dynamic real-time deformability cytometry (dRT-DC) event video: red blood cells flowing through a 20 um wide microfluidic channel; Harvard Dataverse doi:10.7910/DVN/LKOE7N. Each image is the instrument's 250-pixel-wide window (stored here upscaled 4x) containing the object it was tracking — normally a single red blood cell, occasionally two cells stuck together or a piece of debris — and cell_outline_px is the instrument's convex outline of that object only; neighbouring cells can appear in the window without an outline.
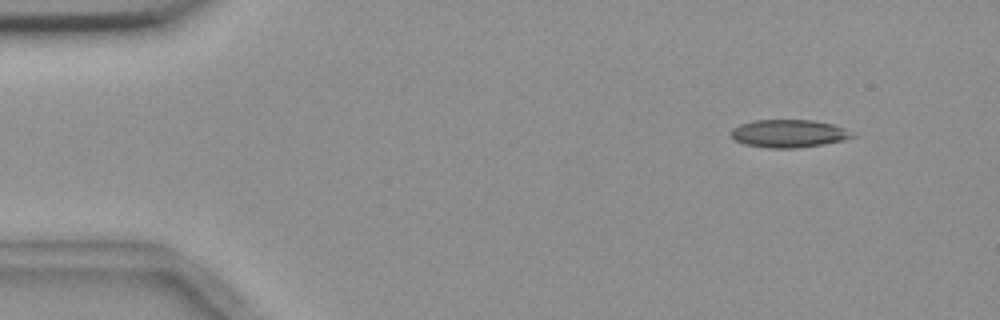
{"species": "common noctule bat (a hibernating species)", "species_latin": "Nyctalus noctula", "temperature_condition": "room temperature", "stored_images_in_passage": 5, "camera_frame_rate_fps": 3000, "um_per_image_px": 0.085, "animal": {"sex": "female", "body_mass_g": 18.4}, "frame": {"image": 1, "passage_image": 2, "time_ms": 1.333, "image_size_px": [1000, 320], "cell_outline_px": [[856, 136], [844, 140], [824, 144], [796, 148], [768, 148], [744, 144], [736, 140], [728, 132], [732, 128], [740, 124], [752, 120], [812, 120], [832, 124], [856, 132]], "centroid_in_image_um": [67.06, 11.35], "position_along_channel_um": 17.9, "area_um2": 19.88}}